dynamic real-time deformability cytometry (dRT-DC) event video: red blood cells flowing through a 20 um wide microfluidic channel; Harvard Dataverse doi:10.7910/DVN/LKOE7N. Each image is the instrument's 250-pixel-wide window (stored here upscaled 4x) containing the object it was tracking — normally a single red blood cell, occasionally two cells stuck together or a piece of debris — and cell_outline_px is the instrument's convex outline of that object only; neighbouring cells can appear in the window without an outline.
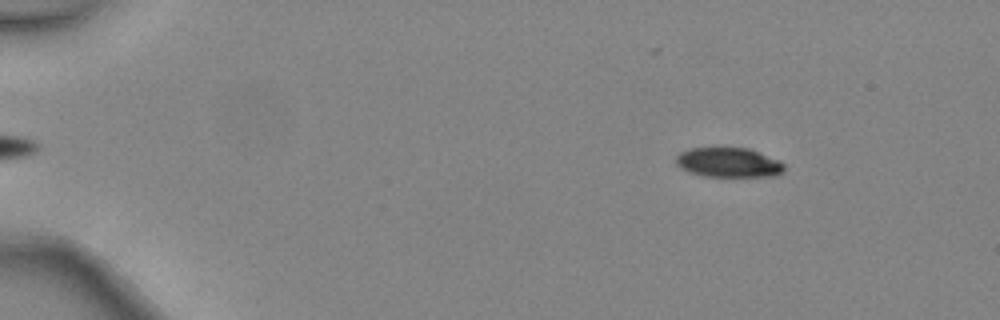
{"species": "common noctule bat (a hibernating species)", "species_latin": "Nyctalus noctula", "temperature_condition": "warm", "stored_images_in_passage": 3, "camera_frame_rate_fps": 3000, "um_per_image_px": 0.085, "animal": {"sex": "female", "body_mass_g": 24.6, "forearm_length_mm": 56.2}, "frame": {"image": 1, "passage_image": 1, "time_ms": 0.0, "image_size_px": [1000, 320], "cell_outline_px": [[784, 172], [776, 176], [704, 176], [688, 172], [680, 168], [676, 164], [676, 156], [680, 152], [688, 148], [748, 148], [780, 160], [784, 164]], "centroid_in_image_um": [61.93, 13.81], "position_along_channel_um": 23.1, "area_um2": 18.79}}